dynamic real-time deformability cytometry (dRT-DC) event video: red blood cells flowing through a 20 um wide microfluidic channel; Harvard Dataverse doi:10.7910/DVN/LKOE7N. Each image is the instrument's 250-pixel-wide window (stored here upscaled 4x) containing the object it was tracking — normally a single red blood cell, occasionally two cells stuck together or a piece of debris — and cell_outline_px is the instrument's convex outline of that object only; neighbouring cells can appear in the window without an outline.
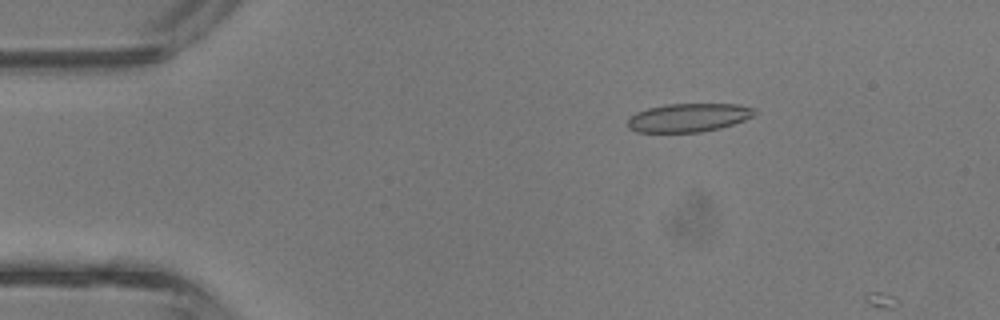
{"species": "common noctule bat (a hibernating species)", "species_latin": "Nyctalus noctula", "temperature_condition": "room temperature", "stored_images_in_passage": 3, "camera_frame_rate_fps": 3000, "um_per_image_px": 0.085, "animal": {"sex": "male", "body_mass_g": 13.3}, "frame": {"image": 1, "passage_image": 2, "time_ms": 0.333, "image_size_px": [1000, 320], "cell_outline_px": [[756, 112], [752, 116], [744, 120], [720, 128], [700, 132], [636, 132], [628, 128], [628, 116], [636, 112], [648, 108], [664, 104], [740, 104], [756, 108]], "centroid_in_image_um": [58.51, 9.99], "position_along_channel_um": 26.5, "area_um2": 21.21}}